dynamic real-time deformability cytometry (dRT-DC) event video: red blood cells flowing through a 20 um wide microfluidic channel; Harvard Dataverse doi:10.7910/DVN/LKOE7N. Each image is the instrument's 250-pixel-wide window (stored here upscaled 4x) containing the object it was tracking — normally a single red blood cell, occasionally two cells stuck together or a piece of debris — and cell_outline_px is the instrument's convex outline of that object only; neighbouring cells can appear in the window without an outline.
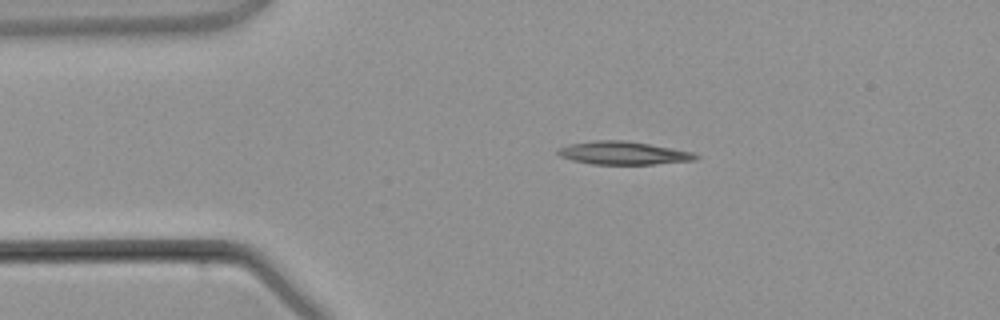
{"species": "common noctule bat (a hibernating species)", "species_latin": "Nyctalus noctula", "temperature_condition": "warm", "stored_images_in_passage": 3, "camera_frame_rate_fps": 3000, "um_per_image_px": 0.085, "animal": {"sex": "male", "body_mass_g": 21.5, "forearm_length_mm": 52.0}, "frame": {"image": 1, "passage_image": 2, "time_ms": 1.333, "image_size_px": [1000, 320], "cell_outline_px": [[700, 156], [696, 160], [652, 164], [592, 164], [572, 160], [560, 156], [556, 152], [556, 148], [568, 144], [596, 140], [624, 140], [672, 148], [692, 152]], "centroid_in_image_um": [52.94, 13.0], "position_along_channel_um": 32.1, "area_um2": 18.5}}